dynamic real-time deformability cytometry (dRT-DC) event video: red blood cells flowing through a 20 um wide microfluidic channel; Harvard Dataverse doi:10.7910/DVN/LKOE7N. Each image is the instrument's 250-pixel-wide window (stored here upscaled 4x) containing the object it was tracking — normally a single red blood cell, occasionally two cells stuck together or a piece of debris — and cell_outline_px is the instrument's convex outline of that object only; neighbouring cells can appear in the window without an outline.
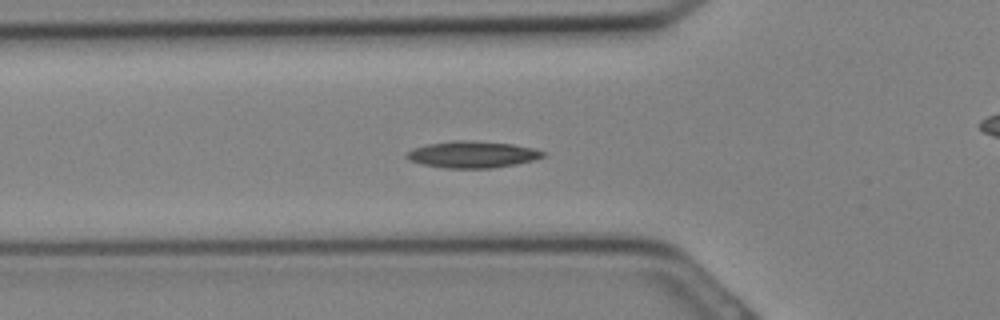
{"species": "Egyptian fruit bat (a non-hibernating species)", "species_latin": "Rousettus aegyptiacus", "temperature_condition": "cold", "stored_images_in_passage": 22, "camera_frame_rate_fps": 3000, "um_per_image_px": 0.085, "animal": {"sex": "female"}, "frame": {"image": 1, "passage_image": 7, "time_ms": 2.0, "image_size_px": [1000, 320], "cell_outline_px": [[548, 156], [516, 164], [492, 168], [448, 168], [424, 164], [412, 160], [404, 156], [412, 148], [428, 144], [452, 140], [476, 140], [512, 144], [532, 148], [544, 152]], "centroid_in_image_um": [40.18, 13.12], "position_along_channel_um": 85.6, "area_um2": 21.1}}
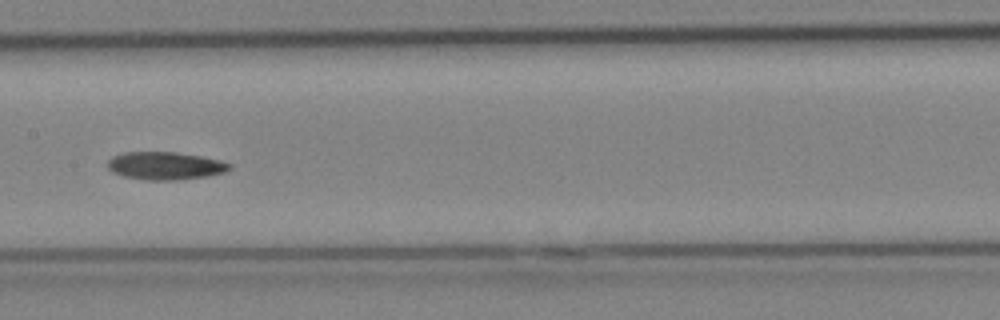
{"frame": {"image": 2, "passage_image": 12, "time_ms": 3.667, "image_size_px": [1000, 320], "cell_outline_px": [[232, 168], [224, 172], [208, 176], [176, 180], [148, 180], [124, 176], [112, 172], [108, 168], [108, 160], [112, 156], [124, 152], [176, 152], [200, 156], [220, 160], [232, 164]], "centroid_in_image_um": [14.05, 14.09], "position_along_channel_um": 193.4, "area_um2": 19.77}}
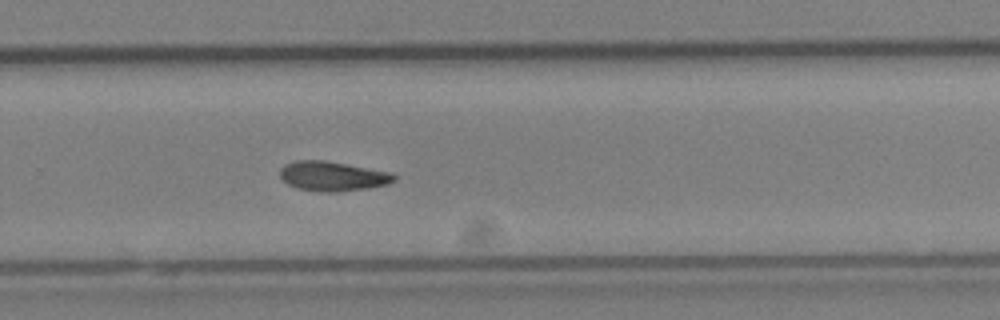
{"frame": {"image": 3, "passage_image": 17, "time_ms": 5.333, "image_size_px": [1000, 320], "cell_outline_px": [[396, 180], [388, 184], [368, 188], [336, 192], [320, 192], [300, 188], [288, 184], [280, 176], [280, 168], [284, 164], [296, 160], [324, 160], [392, 172], [396, 176]], "centroid_in_image_um": [28.29, 14.97], "position_along_channel_um": 301.5, "area_um2": 19.71}}